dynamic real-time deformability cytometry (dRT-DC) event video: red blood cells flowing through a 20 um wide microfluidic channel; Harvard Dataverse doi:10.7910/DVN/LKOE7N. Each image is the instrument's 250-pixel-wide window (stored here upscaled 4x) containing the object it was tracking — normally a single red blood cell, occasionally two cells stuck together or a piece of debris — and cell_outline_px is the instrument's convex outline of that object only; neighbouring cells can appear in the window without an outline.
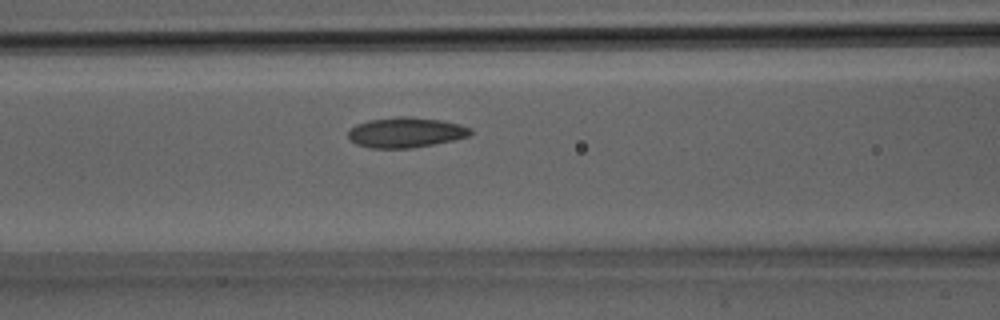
{"species": "Egyptian fruit bat (a non-hibernating species)", "species_latin": "Rousettus aegyptiacus", "temperature_condition": "room temperature", "stored_images_in_passage": 27, "camera_frame_rate_fps": 3000, "um_per_image_px": 0.085, "animal": {"sex": "male"}, "frame": {"image": 1, "passage_image": 12, "time_ms": 3.667, "image_size_px": [1000, 320], "cell_outline_px": [[472, 132], [468, 136], [456, 140], [412, 148], [372, 148], [356, 144], [348, 140], [348, 132], [356, 124], [368, 120], [400, 116], [412, 116], [440, 120], [460, 124], [472, 128]], "centroid_in_image_um": [34.5, 11.25], "position_along_channel_um": 132.1, "area_um2": 21.73}}
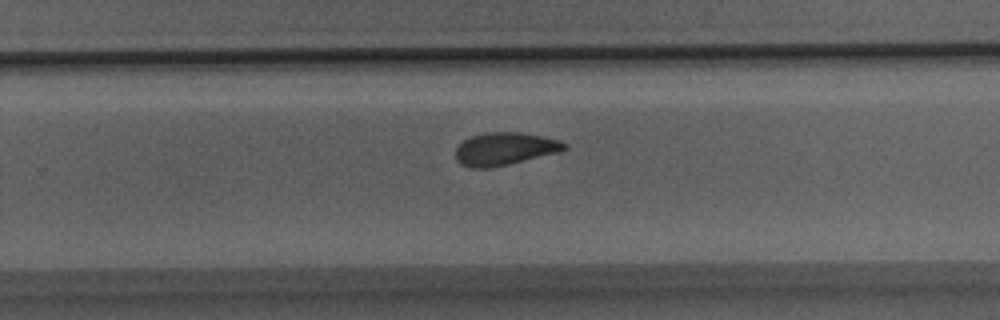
{"frame": {"image": 2, "passage_image": 19, "time_ms": 6.0, "image_size_px": [1000, 320], "cell_outline_px": [[568, 148], [560, 152], [508, 164], [488, 168], [472, 168], [460, 164], [456, 160], [456, 148], [464, 140], [472, 136], [488, 132], [516, 132], [544, 136], [560, 140], [568, 144]], "centroid_in_image_um": [42.93, 12.65], "position_along_channel_um": 286.9, "area_um2": 20.75}}
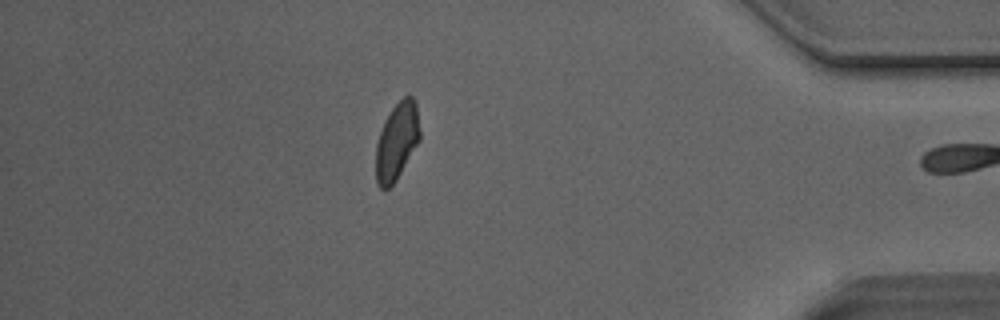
{"frame": {"image": 3, "passage_image": 26, "time_ms": 8.333, "image_size_px": [1000, 320], "cell_outline_px": [[420, 140], [396, 180], [384, 192], [380, 188], [376, 180], [376, 144], [380, 132], [388, 112], [408, 92], [416, 100], [420, 132]], "centroid_in_image_um": [33.74, 11.98], "position_along_channel_um": 401.5, "area_um2": 20.0}}